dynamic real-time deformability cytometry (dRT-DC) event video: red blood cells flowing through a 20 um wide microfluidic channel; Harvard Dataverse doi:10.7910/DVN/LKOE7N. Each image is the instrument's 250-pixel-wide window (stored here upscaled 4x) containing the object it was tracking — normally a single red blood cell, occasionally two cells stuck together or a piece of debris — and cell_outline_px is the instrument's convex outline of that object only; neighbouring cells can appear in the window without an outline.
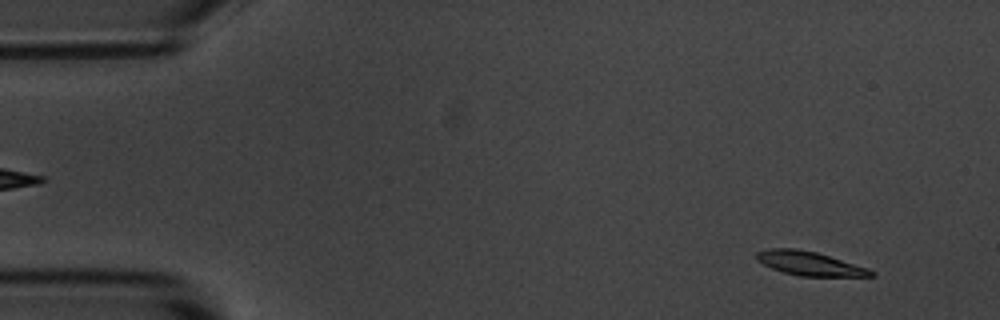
{"species": "common noctule bat (a hibernating species)", "species_latin": "Nyctalus noctula", "temperature_condition": "room temperature", "stored_images_in_passage": 54, "camera_frame_rate_fps": 3000, "um_per_image_px": 0.085, "animal": {"sex": "male", "body_mass_g": 20.1, "forearm_length_mm": 53.5}, "frame": {"image": 1, "passage_image": 4, "time_ms": 1.0, "image_size_px": [1000, 320], "cell_outline_px": [[876, 276], [800, 276], [784, 272], [772, 268], [756, 260], [756, 252], [768, 248], [796, 248], [816, 252], [868, 268]], "centroid_in_image_um": [68.77, 22.38], "position_along_channel_um": 16.2, "area_um2": 15.78}}
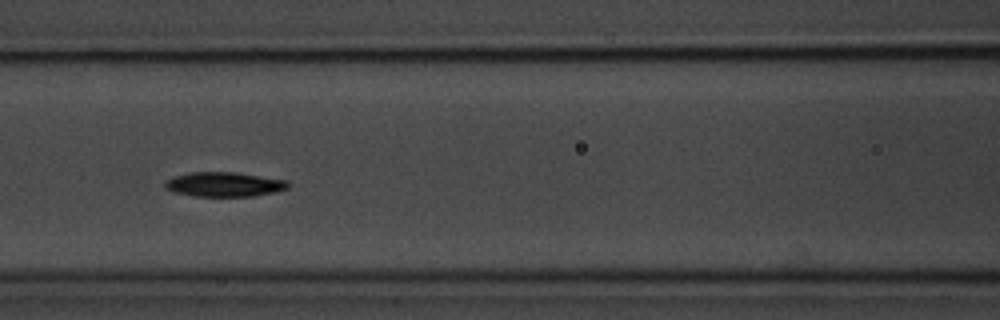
{"frame": {"image": 2, "passage_image": 23, "time_ms": 7.333, "image_size_px": [1000, 320], "cell_outline_px": [[288, 188], [276, 192], [252, 196], [192, 196], [176, 192], [164, 188], [164, 180], [188, 172], [236, 172], [288, 180]], "centroid_in_image_um": [19.05, 15.66], "position_along_channel_um": 147.6, "area_um2": 17.69}}
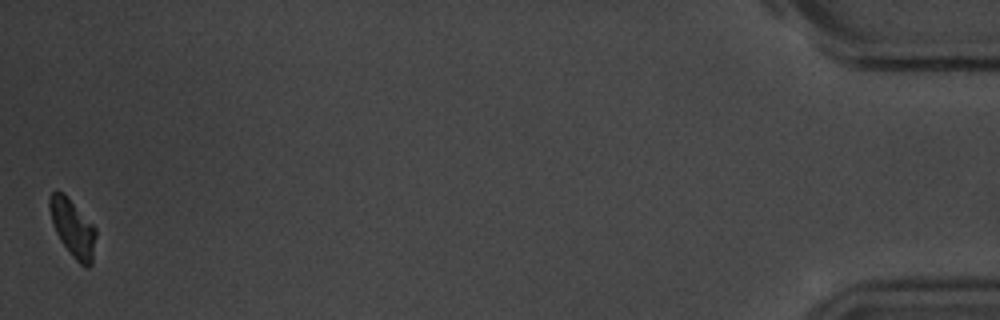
{"frame": {"image": 3, "passage_image": 54, "time_ms": 17.667, "image_size_px": [1000, 320], "cell_outline_px": [[96, 236], [92, 264], [88, 268], [84, 268], [72, 256], [60, 240], [56, 232], [48, 208], [48, 200], [52, 192], [56, 188], [96, 228]], "centroid_in_image_um": [6.18, 19.45], "position_along_channel_um": 429.0, "area_um2": 15.14}, "authors_computed_cell_mechanics": {"area_um2": 16.6464, "velocity_mm_per_s": 3.6411, "shape_relaxation_time_tau1_ms": 1.5946, "shape_relaxation_time_tau2_ms": null, "deformation_change_tau1": 0.1207, "deformation_change_tau2": null}}